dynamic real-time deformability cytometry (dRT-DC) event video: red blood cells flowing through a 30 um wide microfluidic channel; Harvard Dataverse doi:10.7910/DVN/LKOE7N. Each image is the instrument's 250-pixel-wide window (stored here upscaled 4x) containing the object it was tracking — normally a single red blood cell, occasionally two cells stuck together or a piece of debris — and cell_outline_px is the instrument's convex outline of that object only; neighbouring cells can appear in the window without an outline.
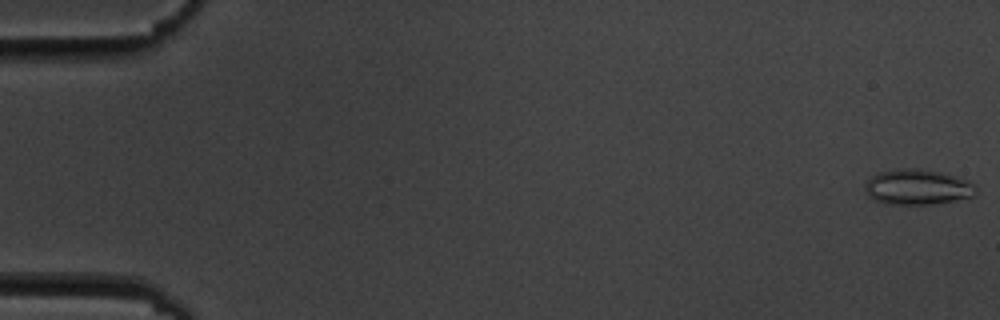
{"species": "common noctule bat (a hibernating species)", "species_latin": "Nyctalus noctula", "temperature_condition": "cold", "stored_images_in_passage": 6, "camera_frame_rate_fps": 3000, "um_per_image_px": 0.085, "animal": {"sex": "male", "body_mass_g": 19.5, "forearm_length_mm": 54.6}, "frame": {"image": 1, "passage_image": 1, "time_ms": 0.0, "image_size_px": [1000, 320], "cell_outline_px": [[976, 196], [932, 204], [884, 204], [872, 200], [868, 196], [864, 188], [864, 184], [872, 176], [880, 172], [900, 168], [916, 168], [940, 172], [952, 176], [972, 184], [976, 188]], "centroid_in_image_um": [77.91, 15.91], "position_along_channel_um": 7.1, "area_um2": 22.72}}
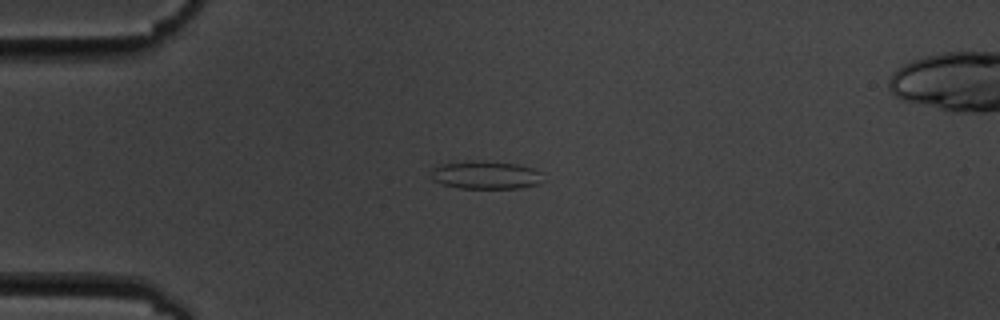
{"frame": {"image": 2, "passage_image": 5, "time_ms": 4.667, "image_size_px": [1000, 320], "cell_outline_px": [[540, 184], [520, 188], [460, 188], [440, 184], [432, 180], [432, 168], [440, 164], [468, 160], [516, 164], [532, 168], [540, 172]], "centroid_in_image_um": [41.22, 14.88], "position_along_channel_um": 43.8, "area_um2": 18.21}}